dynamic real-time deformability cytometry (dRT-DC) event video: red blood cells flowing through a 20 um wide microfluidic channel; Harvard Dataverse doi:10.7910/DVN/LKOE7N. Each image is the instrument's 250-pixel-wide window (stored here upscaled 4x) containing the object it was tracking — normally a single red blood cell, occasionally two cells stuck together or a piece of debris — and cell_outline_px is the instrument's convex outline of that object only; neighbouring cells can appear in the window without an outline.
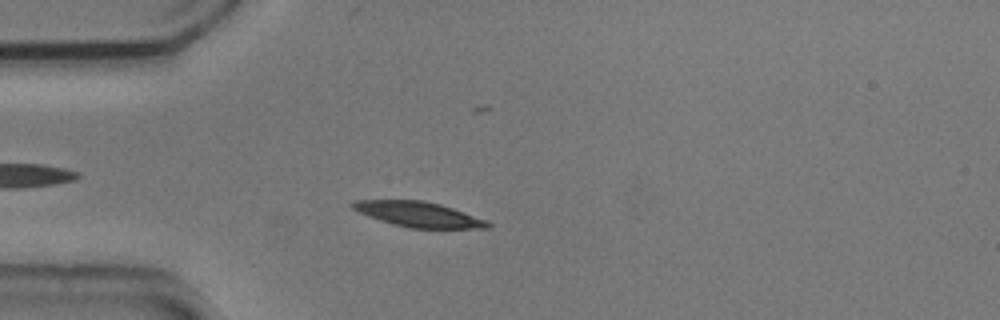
{"species": "common noctule bat (a hibernating species)", "species_latin": "Nyctalus noctula", "temperature_condition": "cold", "stored_images_in_passage": 52, "camera_frame_rate_fps": 3000, "um_per_image_px": 0.085, "animal": {"sex": "male", "body_mass_g": 20.5, "forearm_length_mm": 52.5}, "frame": {"image": 1, "passage_image": 12, "time_ms": 3.667, "image_size_px": [1000, 320], "cell_outline_px": [[492, 228], [412, 228], [392, 224], [368, 216], [352, 208], [348, 204], [352, 200], [424, 200], [440, 204], [488, 220], [492, 224]], "centroid_in_image_um": [35.58, 18.21], "position_along_channel_um": 49.4, "area_um2": 19.88}}
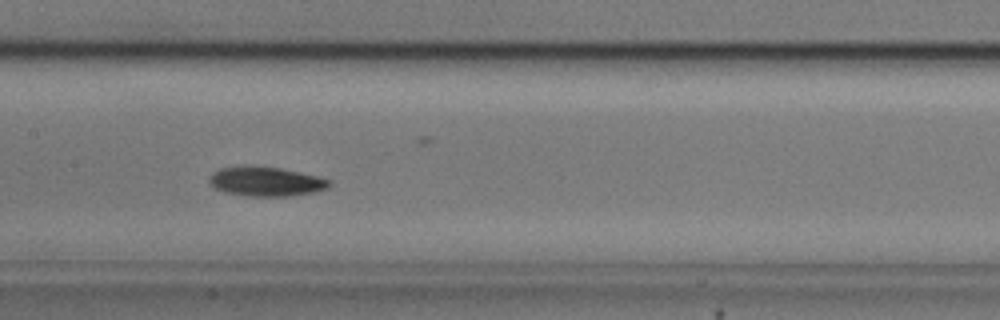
{"frame": {"image": 2, "passage_image": 24, "time_ms": 7.667, "image_size_px": [1000, 320], "cell_outline_px": [[332, 184], [328, 188], [316, 192], [292, 196], [248, 196], [224, 192], [216, 188], [208, 180], [208, 176], [212, 172], [220, 168], [280, 168], [316, 176], [332, 180]], "centroid_in_image_um": [22.66, 15.47], "position_along_channel_um": 184.7, "area_um2": 20.06}}
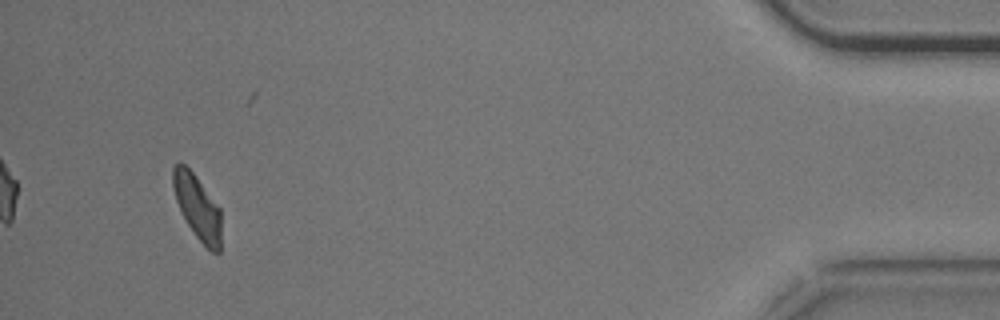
{"frame": {"image": 3, "passage_image": 49, "time_ms": 16.0, "image_size_px": [1000, 320], "cell_outline_px": [[220, 252], [212, 252], [196, 236], [180, 212], [176, 200], [172, 184], [172, 168], [180, 160], [196, 176], [220, 208]], "centroid_in_image_um": [16.75, 17.56], "position_along_channel_um": 418.4, "area_um2": 17.98}, "authors_computed_cell_mechanics": {"area_um2": 19.363, "velocity_mm_per_s": 3.6771, "shape_relaxation_time_tau1_ms": 2.8909, "shape_relaxation_time_tau2_ms": 7.1769, "deformation_change_tau1": 0.1124, "deformation_change_tau2": 0.1254}}